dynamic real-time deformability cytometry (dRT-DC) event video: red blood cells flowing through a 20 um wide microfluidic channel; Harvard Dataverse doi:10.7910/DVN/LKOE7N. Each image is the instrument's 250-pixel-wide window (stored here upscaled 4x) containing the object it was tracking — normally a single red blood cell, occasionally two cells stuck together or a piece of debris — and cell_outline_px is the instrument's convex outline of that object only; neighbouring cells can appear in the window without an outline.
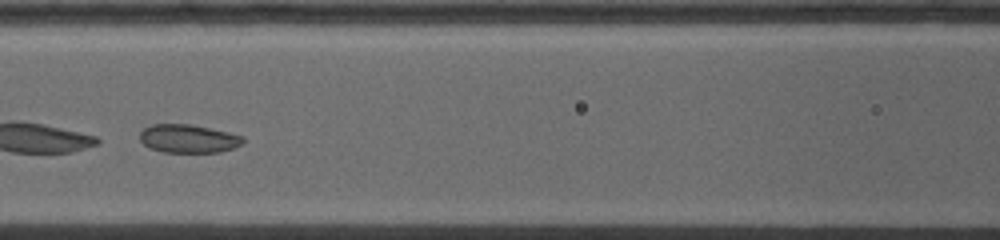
{"species": "common noctule bat (a hibernating species)", "species_latin": "Nyctalus noctula", "temperature_condition": "warm", "stored_images_in_passage": 17, "camera_frame_rate_fps": 5000, "um_per_image_px": 0.085, "animal": {"sex": "female", "body_mass_g": 19.0, "forearm_length_mm": 53.3}, "frame": {"image": 1, "passage_image": 6, "time_ms": 2.6, "image_size_px": [1000, 240], "cell_outline_px": [[244, 144], [220, 152], [164, 152], [152, 148], [144, 144], [140, 140], [140, 132], [144, 128], [152, 124], [188, 124], [228, 132], [244, 136]], "centroid_in_image_um": [16.03, 11.78], "position_along_channel_um": 150.6, "area_um2": 16.94}}